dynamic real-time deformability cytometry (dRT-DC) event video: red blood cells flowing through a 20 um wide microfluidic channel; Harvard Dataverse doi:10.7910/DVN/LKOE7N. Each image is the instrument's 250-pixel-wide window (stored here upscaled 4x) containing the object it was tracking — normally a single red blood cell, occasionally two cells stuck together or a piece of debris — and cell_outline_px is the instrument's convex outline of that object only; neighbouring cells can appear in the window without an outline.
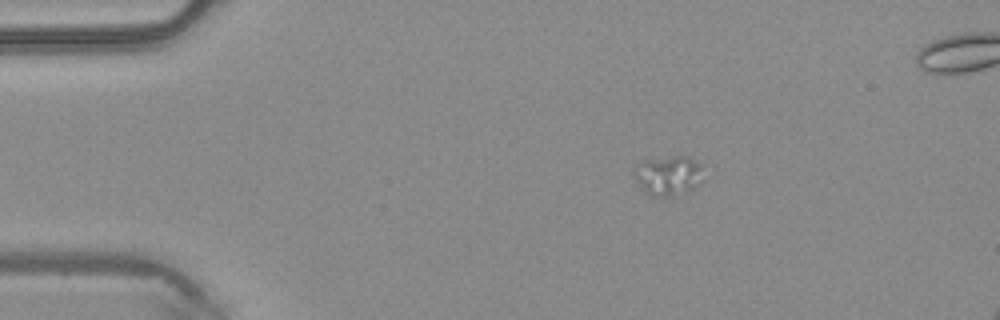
{"species": "common noctule bat (a hibernating species)", "species_latin": "Nyctalus noctula", "temperature_condition": "warm", "stored_images_in_passage": 4, "camera_frame_rate_fps": 3000, "um_per_image_px": 0.085, "animal": {"sex": "male", "body_mass_g": 20.4}, "frame": {"image": 1, "passage_image": 4, "time_ms": 1.0, "image_size_px": [1000, 320], "cell_outline_px": [[704, 180], [692, 188], [672, 196], [652, 196], [644, 192], [636, 180], [632, 172], [632, 168], [636, 164], [644, 160], [672, 156], [688, 156], [700, 164]], "centroid_in_image_um": [56.76, 14.9], "position_along_channel_um": 28.2, "area_um2": 16.07}}